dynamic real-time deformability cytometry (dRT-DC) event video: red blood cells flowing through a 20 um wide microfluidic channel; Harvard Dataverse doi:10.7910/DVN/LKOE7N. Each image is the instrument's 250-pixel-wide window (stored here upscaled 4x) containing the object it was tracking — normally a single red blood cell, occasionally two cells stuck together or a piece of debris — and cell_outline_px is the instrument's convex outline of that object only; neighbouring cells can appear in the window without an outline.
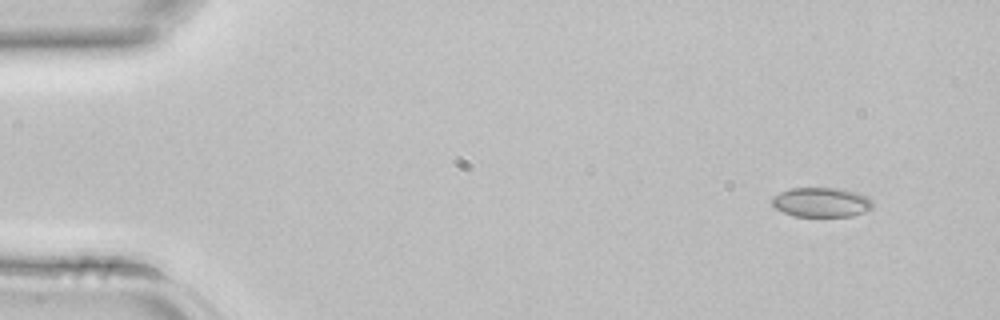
{"species": "common noctule bat (a hibernating species)", "species_latin": "Nyctalus noctula", "temperature_condition": "room temperature", "stored_images_in_passage": 3, "camera_frame_rate_fps": 3000, "um_per_image_px": 0.085, "animal": {"sex": "female", "body_mass_g": 22.7, "forearm_length_mm": 54.2}, "frame": {"image": 1, "passage_image": 1, "time_ms": 0.0, "image_size_px": [1000, 320], "cell_outline_px": [[872, 208], [864, 212], [852, 216], [792, 216], [776, 208], [772, 204], [772, 196], [780, 192], [792, 188], [840, 188], [856, 192], [868, 196], [872, 200]], "centroid_in_image_um": [69.83, 17.19], "position_along_channel_um": 15.2, "area_um2": 17.4}}
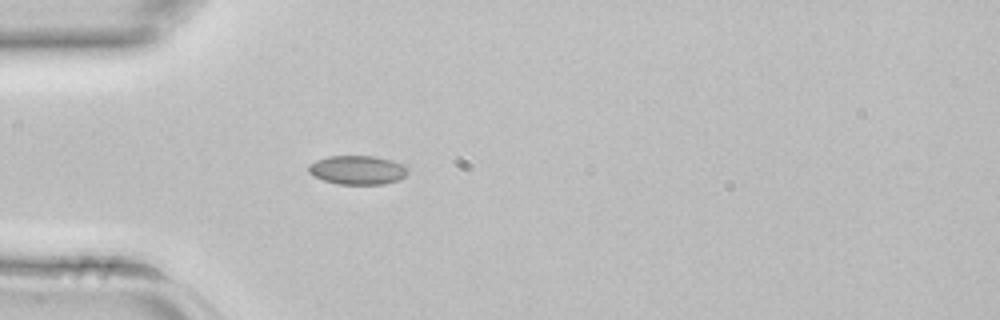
{"frame": {"image": 2, "passage_image": 3, "time_ms": 0.667, "image_size_px": [1000, 320], "cell_outline_px": [[408, 172], [400, 180], [384, 184], [336, 184], [312, 176], [308, 172], [308, 164], [316, 160], [328, 156], [372, 156], [388, 160], [400, 164], [408, 168]], "centroid_in_image_um": [30.34, 14.46], "position_along_channel_um": 54.7, "area_um2": 16.7}}